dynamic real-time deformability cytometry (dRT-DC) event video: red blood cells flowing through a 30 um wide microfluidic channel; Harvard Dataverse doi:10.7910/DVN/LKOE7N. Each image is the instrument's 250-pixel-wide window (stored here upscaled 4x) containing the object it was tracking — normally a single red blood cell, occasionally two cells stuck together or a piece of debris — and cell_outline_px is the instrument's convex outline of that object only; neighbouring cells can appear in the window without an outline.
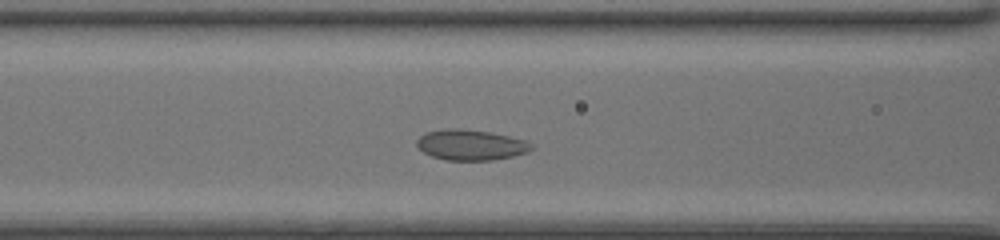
{"species": "common noctule bat (a hibernating species)", "species_latin": "Nyctalus noctula", "temperature_condition": "room temperature", "stored_images_in_passage": 40, "camera_frame_rate_fps": 3000, "um_per_image_px": 0.085, "animal": {"sex": "female", "body_mass_g": 20.0, "forearm_length_mm": 54.0}, "frame": {"image": 1, "passage_image": 12, "time_ms": 3.667, "image_size_px": [1000, 240], "cell_outline_px": [[532, 148], [528, 152], [512, 156], [492, 160], [444, 160], [432, 156], [424, 152], [416, 144], [416, 140], [420, 136], [428, 132], [452, 128], [488, 132], [508, 136], [524, 140], [532, 144]], "centroid_in_image_um": [40.01, 12.33], "position_along_channel_um": 126.6, "area_um2": 20.0}}
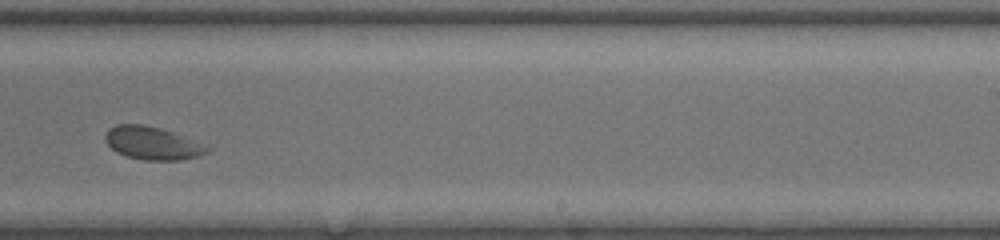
{"frame": {"image": 2, "passage_image": 23, "time_ms": 7.333, "image_size_px": [1000, 240], "cell_outline_px": [[212, 148], [208, 152], [200, 156], [180, 160], [144, 160], [128, 156], [116, 152], [108, 144], [104, 136], [108, 128], [116, 124], [144, 124], [160, 128], [172, 132]], "centroid_in_image_um": [12.94, 12.17], "position_along_channel_um": 276.1, "area_um2": 19.42}}
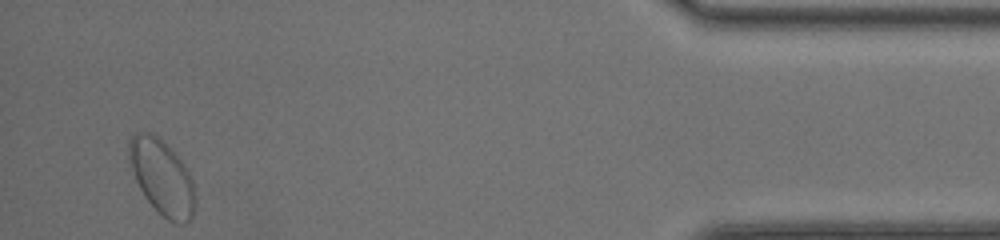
{"frame": {"image": 3, "passage_image": 38, "time_ms": 12.333, "image_size_px": [1000, 240], "cell_outline_px": [[196, 204], [192, 216], [184, 224], [176, 224], [168, 220], [144, 196], [136, 180], [128, 160], [128, 140], [132, 136], [140, 132], [152, 132], [180, 160], [188, 172], [192, 180], [196, 196]], "centroid_in_image_um": [13.76, 15.08], "position_along_channel_um": 421.4, "area_um2": 28.5}, "authors_computed_cell_mechanics": {"area_um2": 20.2878, "velocity_mm_per_s": 4.088, "shape_relaxation_time_tau1_ms": 4.2405, "shape_relaxation_time_tau2_ms": 0.566, "deformation_change_tau1": 0.1013, "deformation_change_tau2": 0.0502}}